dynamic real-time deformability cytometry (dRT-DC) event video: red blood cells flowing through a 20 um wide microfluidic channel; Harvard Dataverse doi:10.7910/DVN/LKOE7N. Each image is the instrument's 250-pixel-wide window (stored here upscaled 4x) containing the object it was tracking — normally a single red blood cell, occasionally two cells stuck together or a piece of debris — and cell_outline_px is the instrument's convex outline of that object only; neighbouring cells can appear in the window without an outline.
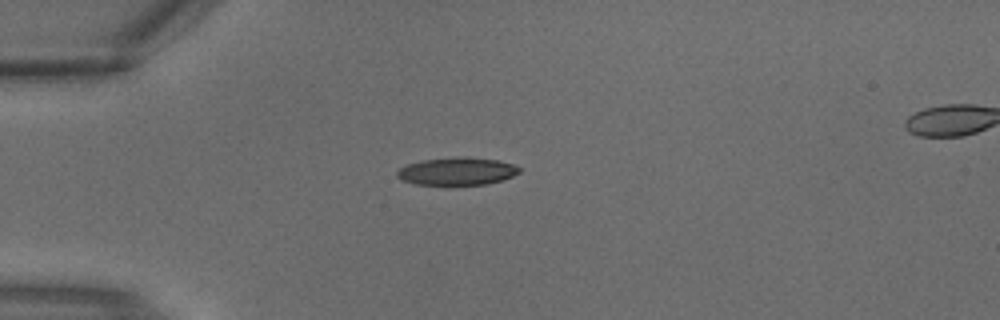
{"species": "common noctule bat (a hibernating species)", "species_latin": "Nyctalus noctula", "temperature_condition": "warm", "stored_images_in_passage": 2, "segment_of_instrument_passage": [1, 2], "camera_frame_rate_fps": 3000, "um_per_image_px": 0.085, "animal": {"sex": "male", "body_mass_g": 18.8}, "frame": {"image": 1, "passage_image": 1, "time_ms": 0.0, "image_size_px": [1000, 320], "cell_outline_px": [[520, 172], [512, 176], [488, 184], [416, 184], [404, 180], [396, 176], [396, 172], [400, 168], [408, 164], [420, 160], [456, 156], [468, 156], [496, 160], [516, 164], [520, 168]], "centroid_in_image_um": [38.86, 14.53], "position_along_channel_um": 46.1, "area_um2": 19.71}}